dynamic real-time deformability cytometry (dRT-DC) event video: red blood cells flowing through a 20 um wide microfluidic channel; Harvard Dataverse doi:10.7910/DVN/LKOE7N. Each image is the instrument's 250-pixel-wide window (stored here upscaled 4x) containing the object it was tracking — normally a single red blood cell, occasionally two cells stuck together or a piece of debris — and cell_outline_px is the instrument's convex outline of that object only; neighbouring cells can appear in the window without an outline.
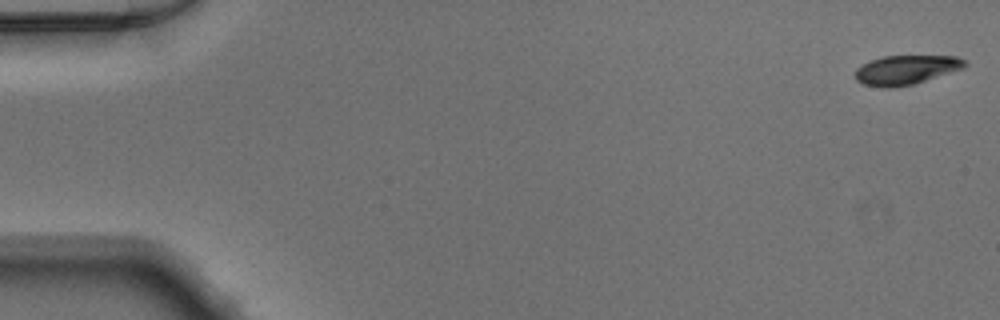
{"species": "Egyptian fruit bat (a non-hibernating species)", "species_latin": "Rousettus aegyptiacus", "temperature_condition": "warm", "stored_images_in_passage": 12, "camera_frame_rate_fps": 3000, "um_per_image_px": 0.085, "animal": {"sex": "male"}, "frame": {"image": 1, "passage_image": 1, "time_ms": 0.0, "image_size_px": [1000, 320], "cell_outline_px": [[968, 64], [964, 68], [912, 84], [892, 88], [880, 88], [864, 84], [856, 80], [856, 68], [872, 60], [884, 56], [956, 56], [964, 60]], "centroid_in_image_um": [77.01, 5.94], "position_along_channel_um": 8.0, "area_um2": 18.5}}